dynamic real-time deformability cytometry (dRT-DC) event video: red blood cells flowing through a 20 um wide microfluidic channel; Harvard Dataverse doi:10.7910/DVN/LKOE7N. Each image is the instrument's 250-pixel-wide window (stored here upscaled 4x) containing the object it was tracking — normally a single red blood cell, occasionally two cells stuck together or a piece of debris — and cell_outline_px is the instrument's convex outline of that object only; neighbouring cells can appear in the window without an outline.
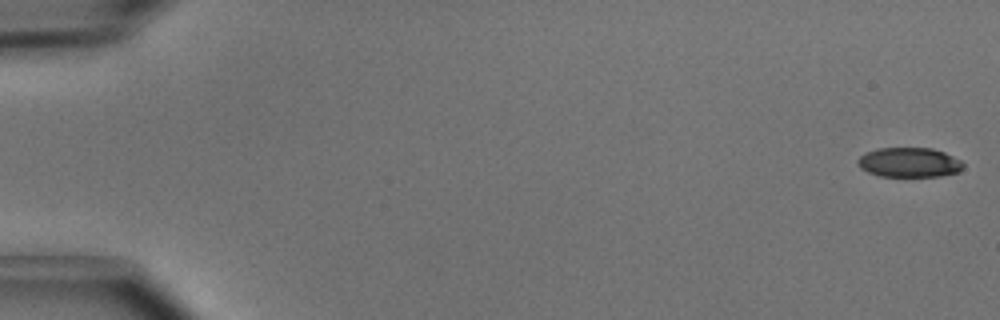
{"species": "common noctule bat (a hibernating species)", "species_latin": "Nyctalus noctula", "temperature_condition": "cold", "stored_images_in_passage": 50, "camera_frame_rate_fps": 3000, "um_per_image_px": 0.085, "animal": {"sex": "male", "body_mass_g": 15.6}, "frame": {"image": 1, "passage_image": 1, "time_ms": 0.0, "image_size_px": [1000, 320], "cell_outline_px": [[964, 168], [960, 172], [940, 176], [880, 176], [868, 172], [860, 168], [856, 160], [864, 152], [876, 148], [932, 148], [944, 152], [960, 160], [964, 164]], "centroid_in_image_um": [77.27, 13.8], "position_along_channel_um": 7.7, "area_um2": 18.38}}
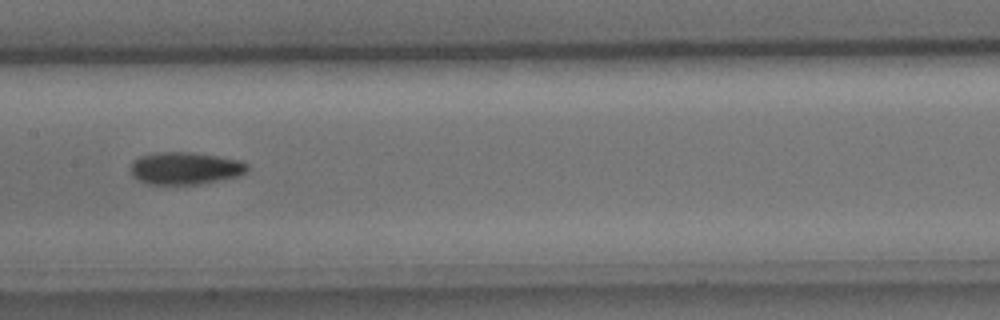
{"frame": {"image": 2, "passage_image": 26, "time_ms": 8.333, "image_size_px": [1000, 320], "cell_outline_px": [[248, 168], [240, 176], [200, 184], [148, 184], [132, 176], [128, 168], [140, 156], [160, 152], [192, 152], [240, 160], [248, 164]], "centroid_in_image_um": [15.74, 14.3], "position_along_channel_um": 191.7, "area_um2": 21.96}}
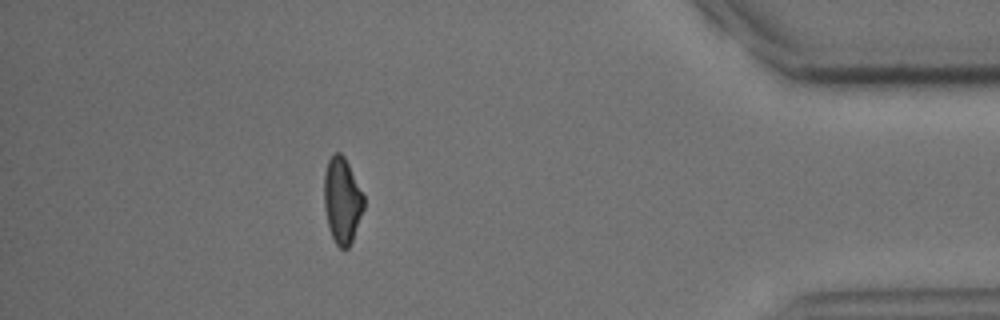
{"frame": {"image": 3, "passage_image": 45, "time_ms": 14.667, "image_size_px": [1000, 320], "cell_outline_px": [[364, 208], [352, 240], [348, 248], [340, 248], [336, 244], [328, 228], [324, 208], [324, 172], [328, 160], [332, 152], [340, 152], [344, 156], [364, 196]], "centroid_in_image_um": [29.06, 17.02], "position_along_channel_um": 406.1, "area_um2": 19.88}, "authors_computed_cell_mechanics": {"area_um2": 20.5479, "velocity_mm_per_s": 4.0433, "shape_relaxation_time_tau1_ms": 3.1504, "shape_relaxation_time_tau2_ms": null, "deformation_change_tau1": 0.1172, "deformation_change_tau2": null}}